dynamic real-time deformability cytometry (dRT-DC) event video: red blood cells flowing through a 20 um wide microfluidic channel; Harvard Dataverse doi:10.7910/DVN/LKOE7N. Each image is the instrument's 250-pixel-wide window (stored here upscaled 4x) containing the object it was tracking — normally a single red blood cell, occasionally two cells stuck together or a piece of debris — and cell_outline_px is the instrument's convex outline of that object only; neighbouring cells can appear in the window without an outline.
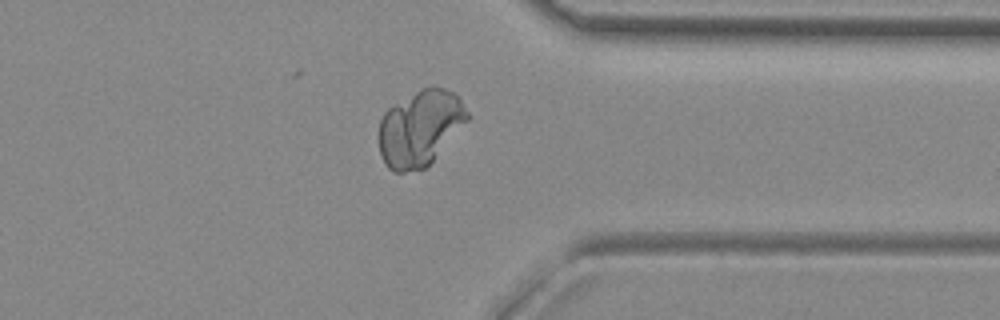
{"species": "common noctule bat (a hibernating species)", "species_latin": "Nyctalus noctula", "temperature_condition": "room temperature", "stored_images_in_passage": 32, "camera_frame_rate_fps": 3000, "um_per_image_px": 0.085, "animal": {"sex": "female", "body_mass_g": 29.2, "forearm_length_mm": 56.3}, "frame": {"image": 1, "passage_image": 28, "time_ms": 9.0, "image_size_px": [1000, 320], "cell_outline_px": [[468, 120], [432, 160], [424, 168], [404, 172], [392, 172], [384, 164], [380, 156], [380, 120], [384, 112], [388, 108], [420, 88], [432, 84], [444, 88], [452, 92], [460, 100], [468, 112]], "centroid_in_image_um": [35.68, 10.86], "position_along_channel_um": 375.7, "area_um2": 38.73}}